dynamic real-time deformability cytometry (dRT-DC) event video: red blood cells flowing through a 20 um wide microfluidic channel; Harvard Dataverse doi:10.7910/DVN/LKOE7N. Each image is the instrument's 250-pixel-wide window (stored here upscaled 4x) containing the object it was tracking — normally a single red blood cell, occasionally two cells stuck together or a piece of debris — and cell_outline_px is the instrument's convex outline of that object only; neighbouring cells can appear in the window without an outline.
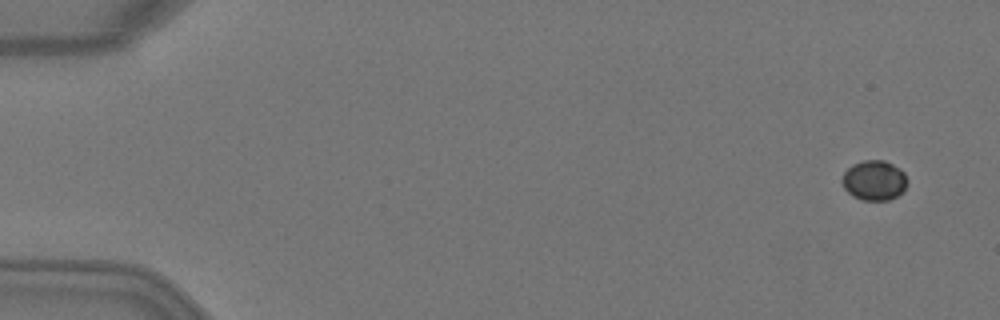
{"species": "Egyptian fruit bat (a non-hibernating species)", "species_latin": "Rousettus aegyptiacus", "temperature_condition": "warm", "stored_images_in_passage": 4, "camera_frame_rate_fps": 3000, "um_per_image_px": 0.085, "animal": {"sex": "female"}, "frame": {"image": 1, "passage_image": 4, "time_ms": 1.0, "image_size_px": [1000, 320], "cell_outline_px": [[908, 184], [904, 192], [888, 200], [860, 200], [852, 196], [844, 188], [840, 180], [844, 172], [852, 164], [864, 160], [884, 160], [900, 168], [904, 172], [908, 180]], "centroid_in_image_um": [74.32, 15.33], "position_along_channel_um": 10.7, "area_um2": 15.49}}